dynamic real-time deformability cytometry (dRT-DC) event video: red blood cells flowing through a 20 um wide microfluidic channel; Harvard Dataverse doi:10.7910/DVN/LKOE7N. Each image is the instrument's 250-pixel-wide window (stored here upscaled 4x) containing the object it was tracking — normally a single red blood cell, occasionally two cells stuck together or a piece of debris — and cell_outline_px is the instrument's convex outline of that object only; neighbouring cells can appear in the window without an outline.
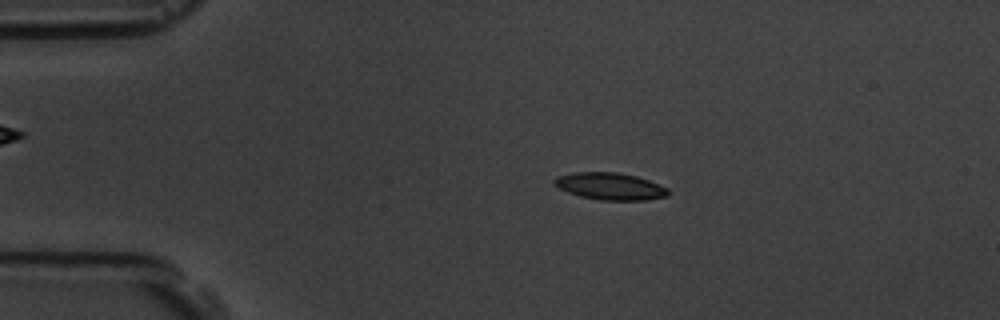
{"species": "common noctule bat (a hibernating species)", "species_latin": "Nyctalus noctula", "temperature_condition": "room temperature", "stored_images_in_passage": 16, "camera_frame_rate_fps": 3000, "um_per_image_px": 0.085, "animal": {"sex": "male", "body_mass_g": 19.5, "forearm_length_mm": 54.6}, "frame": {"image": 1, "passage_image": 3, "time_ms": 2.0, "image_size_px": [1000, 320], "cell_outline_px": [[668, 196], [644, 200], [600, 200], [580, 196], [568, 192], [560, 188], [552, 180], [556, 176], [572, 172], [616, 172], [636, 176], [648, 180], [668, 188]], "centroid_in_image_um": [51.84, 15.83], "position_along_channel_um": 33.2, "area_um2": 17.86}}
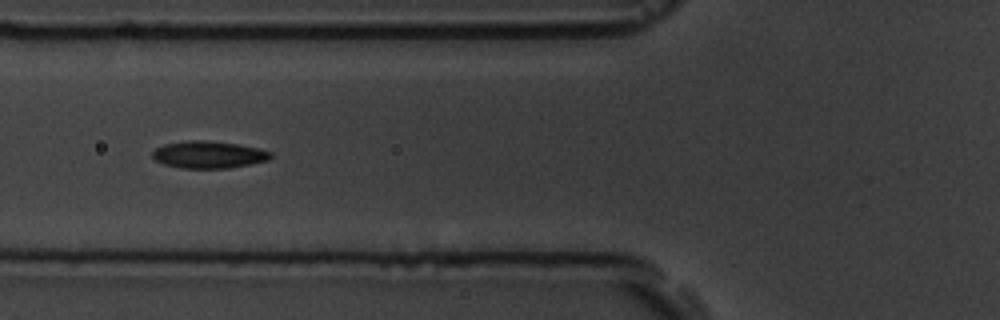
{"frame": {"image": 2, "passage_image": 6, "time_ms": 5.333, "image_size_px": [1000, 320], "cell_outline_px": [[272, 156], [268, 160], [252, 164], [228, 168], [180, 168], [164, 164], [152, 160], [152, 152], [156, 148], [164, 144], [192, 140], [204, 140], [236, 144], [256, 148], [272, 152]], "centroid_in_image_um": [17.7, 13.15], "position_along_channel_um": 108.1, "area_um2": 18.67}}
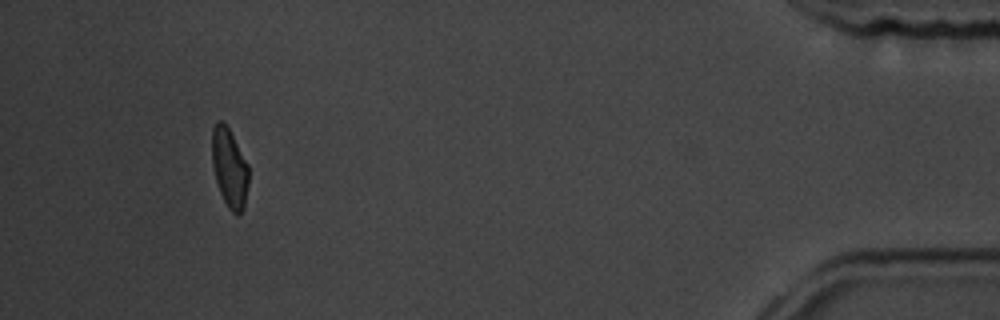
{"frame": {"image": 3, "passage_image": 15, "time_ms": 15.667, "image_size_px": [1000, 320], "cell_outline_px": [[248, 184], [244, 208], [240, 216], [236, 216], [228, 208], [220, 192], [216, 180], [212, 164], [212, 128], [216, 120], [224, 120], [248, 164]], "centroid_in_image_um": [19.5, 14.27], "position_along_channel_um": 415.7, "area_um2": 17.05}, "authors_computed_cell_mechanics": {"area_um2": 17.7446, "velocity_mm_per_s": 3.6447, "shape_relaxation_time_tau1_ms": 6.4731, "shape_relaxation_time_tau2_ms": 3.0423, "deformation_change_tau1": 0.1533, "deformation_change_tau2": 0.0714}}